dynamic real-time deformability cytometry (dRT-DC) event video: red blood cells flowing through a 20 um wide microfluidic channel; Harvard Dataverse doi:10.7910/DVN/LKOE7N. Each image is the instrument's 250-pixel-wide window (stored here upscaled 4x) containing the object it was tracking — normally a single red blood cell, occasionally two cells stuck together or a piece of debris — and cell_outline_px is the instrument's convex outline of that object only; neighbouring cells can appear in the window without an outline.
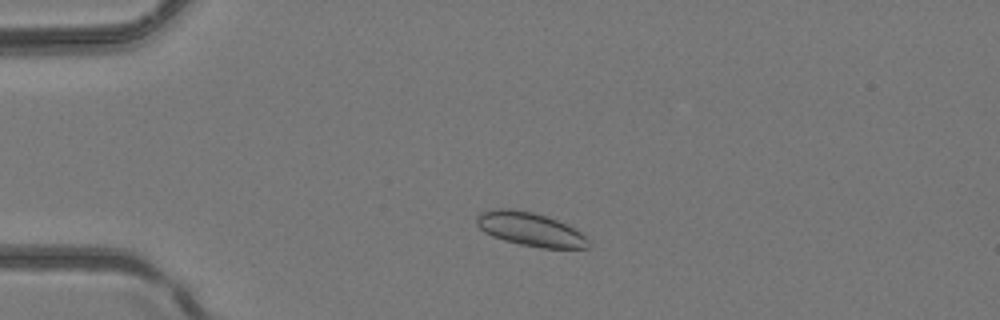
{"species": "common noctule bat (a hibernating species)", "species_latin": "Nyctalus noctula", "temperature_condition": "room temperature", "stored_images_in_passage": 3, "camera_frame_rate_fps": 3000, "um_per_image_px": 0.085, "animal": {"sex": "female", "body_mass_g": 24.6, "forearm_length_mm": 56.2}, "frame": {"image": 1, "passage_image": 2, "time_ms": 0.333, "image_size_px": [1000, 320], "cell_outline_px": [[588, 248], [540, 248], [520, 244], [504, 240], [492, 236], [484, 232], [476, 224], [476, 216], [480, 212], [496, 208], [512, 208], [532, 212], [556, 220], [576, 228], [588, 240]], "centroid_in_image_um": [45.03, 19.48], "position_along_channel_um": 40.0, "area_um2": 21.91}}